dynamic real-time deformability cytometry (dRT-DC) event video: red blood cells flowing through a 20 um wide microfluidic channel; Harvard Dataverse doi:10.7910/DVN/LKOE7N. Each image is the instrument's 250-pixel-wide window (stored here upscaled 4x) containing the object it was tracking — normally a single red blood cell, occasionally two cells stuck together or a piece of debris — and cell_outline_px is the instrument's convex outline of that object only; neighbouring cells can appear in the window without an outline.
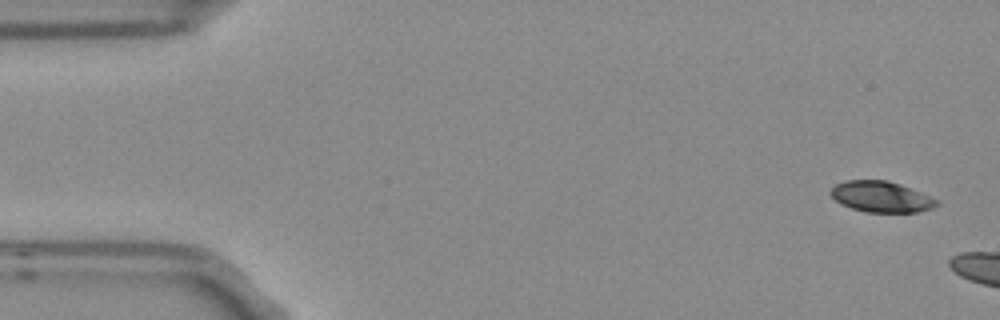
{"species": "Egyptian fruit bat (a non-hibernating species)", "species_latin": "Rousettus aegyptiacus", "temperature_condition": "room temperature", "stored_images_in_passage": 3, "camera_frame_rate_fps": 3000, "um_per_image_px": 0.085, "frame": {"image": 1, "passage_image": 1, "time_ms": 0.0, "image_size_px": [1000, 320], "cell_outline_px": [[940, 204], [932, 208], [916, 212], [864, 212], [840, 204], [828, 192], [836, 184], [844, 180], [888, 180], [900, 184], [940, 200]], "centroid_in_image_um": [74.9, 16.72], "position_along_channel_um": 10.1, "area_um2": 19.19}}